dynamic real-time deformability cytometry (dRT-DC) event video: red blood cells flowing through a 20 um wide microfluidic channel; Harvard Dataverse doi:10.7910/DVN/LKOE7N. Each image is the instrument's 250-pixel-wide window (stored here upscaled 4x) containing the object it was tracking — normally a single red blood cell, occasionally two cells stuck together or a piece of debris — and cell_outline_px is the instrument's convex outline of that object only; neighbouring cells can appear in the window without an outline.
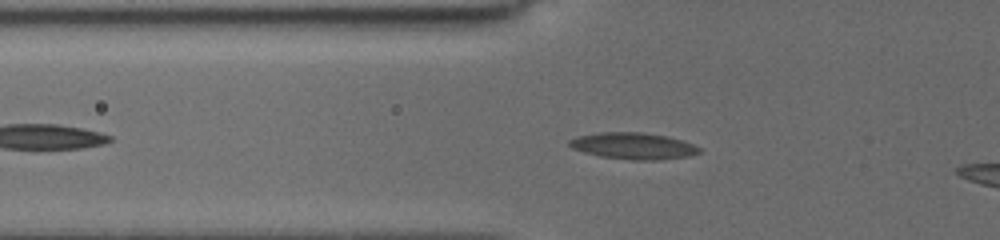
{"species": "common noctule bat (a hibernating species)", "species_latin": "Nyctalus noctula", "temperature_condition": "cold", "stored_images_in_passage": 8, "camera_frame_rate_fps": 3000, "um_per_image_px": 0.085, "animal": {"sex": "female", "body_mass_g": 19.5, "forearm_length_mm": 54.1}, "frame": {"image": 1, "passage_image": 5, "time_ms": 2.0, "image_size_px": [1000, 240], "cell_outline_px": [[700, 152], [688, 156], [656, 160], [632, 160], [600, 156], [584, 152], [572, 148], [568, 144], [568, 140], [580, 136], [600, 132], [640, 132], [668, 136], [692, 144], [700, 148]], "centroid_in_image_um": [53.81, 12.4], "position_along_channel_um": 72.0, "area_um2": 19.88}}